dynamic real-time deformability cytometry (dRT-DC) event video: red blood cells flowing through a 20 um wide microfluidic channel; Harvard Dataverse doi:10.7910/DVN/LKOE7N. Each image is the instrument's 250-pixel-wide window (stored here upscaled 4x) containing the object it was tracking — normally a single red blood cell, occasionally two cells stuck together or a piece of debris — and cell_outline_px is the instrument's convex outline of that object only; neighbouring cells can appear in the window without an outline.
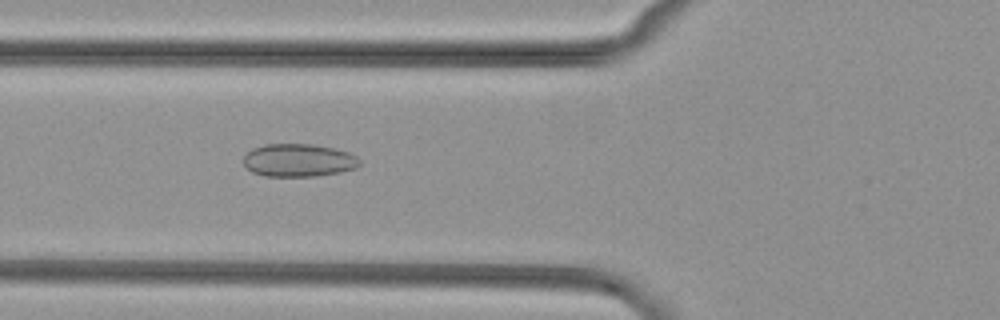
{"species": "common noctule bat (a hibernating species)", "species_latin": "Nyctalus noctula", "temperature_condition": "cold", "stored_images_in_passage": 52, "camera_frame_rate_fps": 3000, "um_per_image_px": 0.085, "animal": {"sex": "female", "body_mass_g": 29.2, "forearm_length_mm": 56.3}, "frame": {"image": 1, "passage_image": 19, "time_ms": 6.0, "image_size_px": [1000, 320], "cell_outline_px": [[360, 164], [356, 168], [340, 172], [316, 176], [264, 176], [252, 172], [244, 164], [244, 156], [252, 148], [264, 144], [312, 144], [332, 148], [348, 152], [356, 156], [360, 160]], "centroid_in_image_um": [25.37, 13.62], "position_along_channel_um": 100.4, "area_um2": 22.25}}
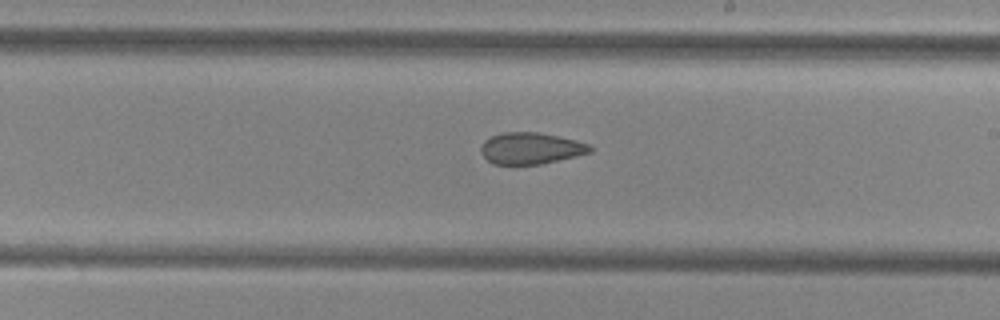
{"frame": {"image": 2, "passage_image": 30, "time_ms": 9.667, "image_size_px": [1000, 320], "cell_outline_px": [[592, 152], [576, 156], [540, 164], [492, 164], [480, 152], [480, 148], [484, 140], [492, 136], [504, 132], [536, 132], [576, 140], [588, 144], [592, 148]], "centroid_in_image_um": [45.1, 12.61], "position_along_channel_um": 243.9, "area_um2": 19.88}}
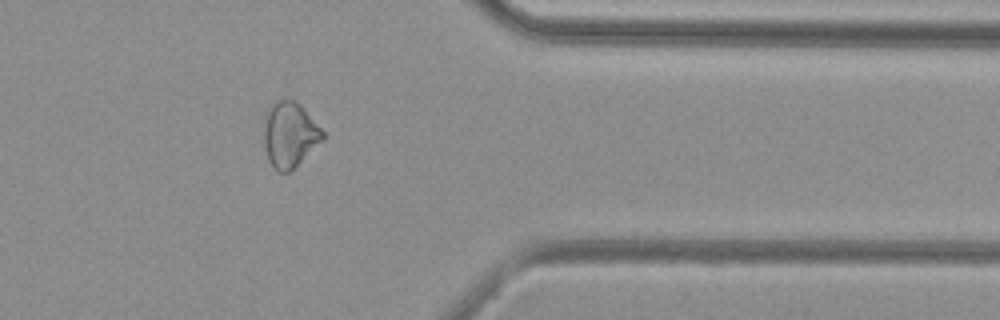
{"frame": {"image": 3, "passage_image": 42, "time_ms": 13.667, "image_size_px": [1000, 320], "cell_outline_px": [[324, 140], [292, 172], [276, 172], [272, 168], [268, 160], [264, 144], [264, 128], [268, 112], [272, 104], [276, 100], [292, 100], [300, 104], [324, 132]], "centroid_in_image_um": [24.65, 11.52], "position_along_channel_um": 386.8, "area_um2": 22.54}}